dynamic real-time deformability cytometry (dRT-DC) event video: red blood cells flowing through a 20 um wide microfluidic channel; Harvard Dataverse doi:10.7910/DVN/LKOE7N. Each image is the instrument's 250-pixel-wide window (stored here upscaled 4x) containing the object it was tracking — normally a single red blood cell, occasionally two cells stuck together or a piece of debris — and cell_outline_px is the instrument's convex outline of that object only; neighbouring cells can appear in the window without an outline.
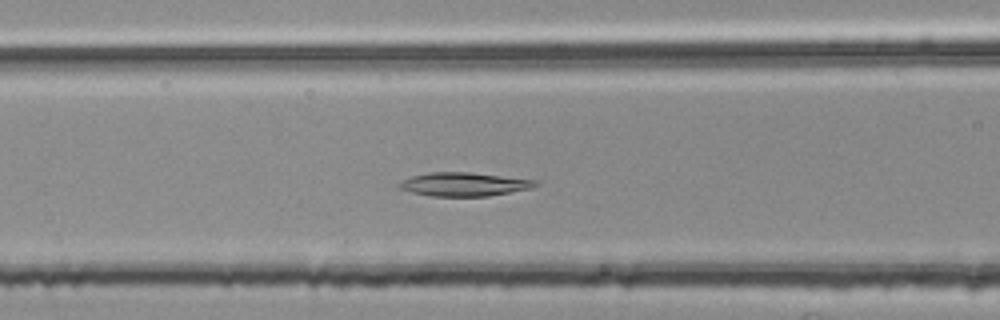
{"species": "common noctule bat (a hibernating species)", "species_latin": "Nyctalus noctula", "temperature_condition": "room temperature", "stored_images_in_passage": 38, "camera_frame_rate_fps": 3000, "um_per_image_px": 0.085, "animal": {"sex": "female", "body_mass_g": 25.1}, "frame": {"image": 1, "passage_image": 12, "time_ms": 3.667, "image_size_px": [1000, 320], "cell_outline_px": [[540, 184], [532, 188], [488, 196], [432, 196], [412, 192], [400, 188], [400, 184], [404, 180], [412, 176], [428, 172], [468, 172], [536, 180]], "centroid_in_image_um": [39.48, 15.66], "position_along_channel_um": 127.1, "area_um2": 18.5}}
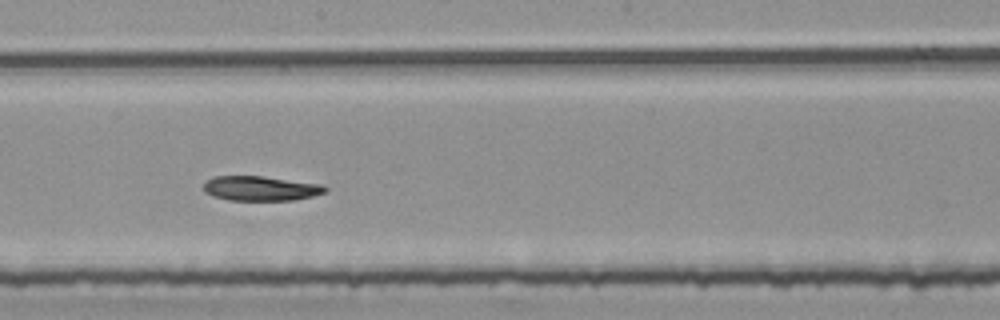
{"frame": {"image": 2, "passage_image": 20, "time_ms": 6.333, "image_size_px": [1000, 320], "cell_outline_px": [[328, 188], [324, 192], [312, 196], [292, 200], [228, 200], [212, 196], [204, 192], [204, 184], [212, 176], [264, 176], [320, 184]], "centroid_in_image_um": [22.11, 16.01], "position_along_channel_um": 226.1, "area_um2": 17.4}}
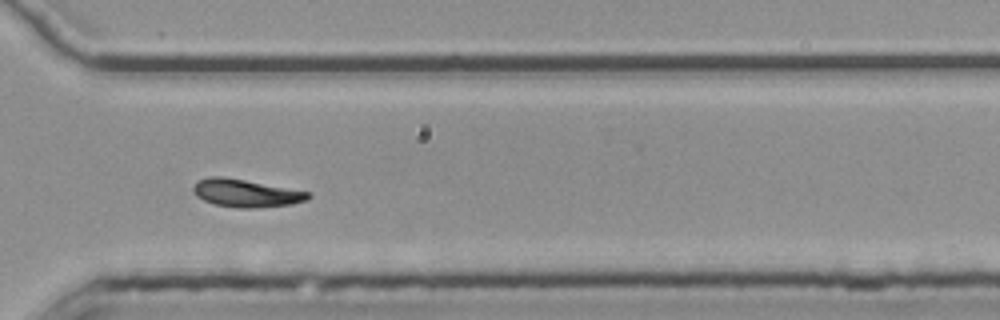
{"frame": {"image": 3, "passage_image": 30, "time_ms": 9.667, "image_size_px": [1000, 320], "cell_outline_px": [[312, 196], [308, 200], [292, 204], [256, 208], [240, 208], [212, 204], [196, 196], [192, 188], [196, 180], [208, 176], [220, 176], [244, 180], [312, 192]], "centroid_in_image_um": [20.91, 16.42], "position_along_channel_um": 349.7, "area_um2": 18.79}}